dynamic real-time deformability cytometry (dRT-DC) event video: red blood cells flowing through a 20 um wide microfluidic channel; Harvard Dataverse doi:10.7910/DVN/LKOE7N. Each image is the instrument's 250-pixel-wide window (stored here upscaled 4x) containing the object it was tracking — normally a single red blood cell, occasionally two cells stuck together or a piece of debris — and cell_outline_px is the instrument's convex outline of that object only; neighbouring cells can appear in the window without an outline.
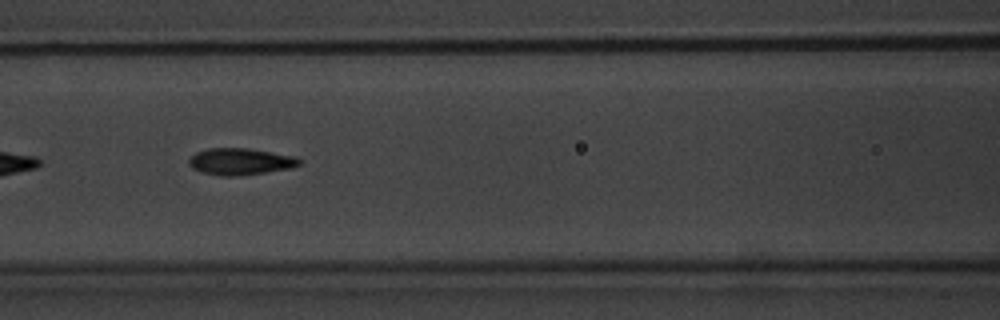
{"species": "common noctule bat (a hibernating species)", "species_latin": "Nyctalus noctula", "temperature_condition": "warm", "stored_images_in_passage": 4, "camera_frame_rate_fps": 3000, "um_per_image_px": 0.085, "animal": {"sex": "male", "body_mass_g": 20.1, "forearm_length_mm": 53.5}, "frame": {"image": 1, "passage_image": 3, "time_ms": 2.333, "image_size_px": [1000, 320], "cell_outline_px": [[300, 164], [292, 168], [236, 176], [220, 176], [200, 172], [192, 168], [188, 164], [188, 160], [196, 152], [208, 148], [248, 148], [296, 156], [300, 160]], "centroid_in_image_um": [20.4, 13.73], "position_along_channel_um": 146.2, "area_um2": 17.22}}